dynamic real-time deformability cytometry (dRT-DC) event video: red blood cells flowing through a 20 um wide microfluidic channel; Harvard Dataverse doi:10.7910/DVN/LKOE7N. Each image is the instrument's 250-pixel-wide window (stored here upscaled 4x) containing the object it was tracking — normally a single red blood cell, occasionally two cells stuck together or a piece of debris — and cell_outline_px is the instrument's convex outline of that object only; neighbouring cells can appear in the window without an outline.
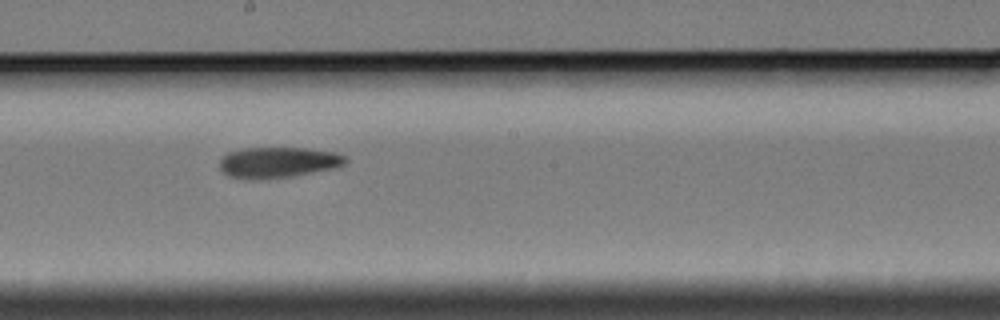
{"species": "Egyptian fruit bat (a non-hibernating species)", "species_latin": "Rousettus aegyptiacus", "temperature_condition": "cold", "stored_images_in_passage": 11, "camera_frame_rate_fps": 3000, "um_per_image_px": 0.085, "animal": {"sex": "female"}, "frame": {"image": 1, "passage_image": 8, "time_ms": 9.333, "image_size_px": [1000, 320], "cell_outline_px": [[348, 160], [340, 168], [292, 176], [228, 176], [220, 168], [220, 160], [228, 152], [244, 148], [308, 148], [332, 152], [344, 156]], "centroid_in_image_um": [23.73, 13.76], "position_along_channel_um": 224.5, "area_um2": 21.73}}
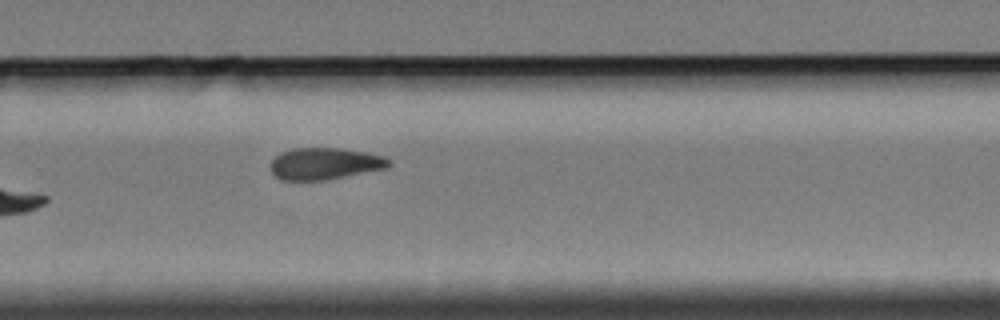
{"frame": {"image": 2, "passage_image": 10, "time_ms": 11.667, "image_size_px": [1000, 320], "cell_outline_px": [[392, 164], [388, 168], [328, 180], [280, 180], [272, 172], [272, 160], [280, 152], [292, 148], [340, 148], [364, 152], [384, 156], [392, 160]], "centroid_in_image_um": [27.65, 13.91], "position_along_channel_um": 302.1, "area_um2": 22.08}}